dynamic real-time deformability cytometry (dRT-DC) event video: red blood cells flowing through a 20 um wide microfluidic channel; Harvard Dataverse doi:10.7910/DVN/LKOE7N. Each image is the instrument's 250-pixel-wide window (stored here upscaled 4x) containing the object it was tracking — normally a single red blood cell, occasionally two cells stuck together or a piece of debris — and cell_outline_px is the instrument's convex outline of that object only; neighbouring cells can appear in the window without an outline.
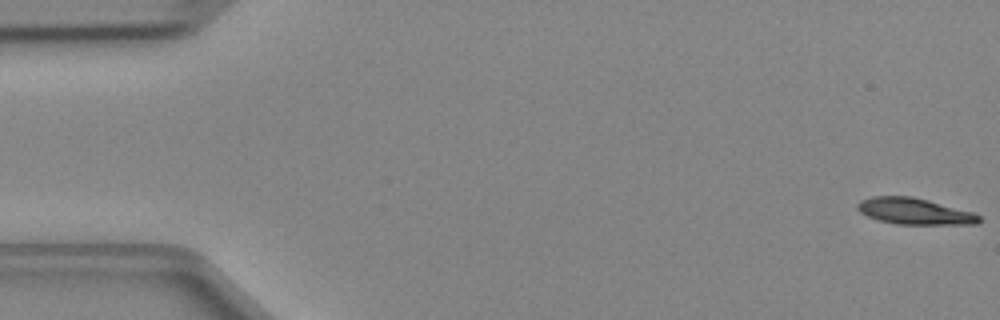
{"species": "Egyptian fruit bat (a non-hibernating species)", "species_latin": "Rousettus aegyptiacus", "temperature_condition": "cold", "stored_images_in_passage": 47, "camera_frame_rate_fps": 3000, "um_per_image_px": 0.085, "animal": {"sex": "female"}, "frame": {"image": 1, "passage_image": 1, "time_ms": 0.0, "image_size_px": [1000, 320], "cell_outline_px": [[980, 220], [976, 224], [896, 224], [880, 220], [868, 216], [860, 212], [856, 208], [856, 204], [860, 200], [872, 196], [912, 196], [928, 200], [972, 212], [980, 216]], "centroid_in_image_um": [77.69, 17.95], "position_along_channel_um": 7.3, "area_um2": 18.5}}
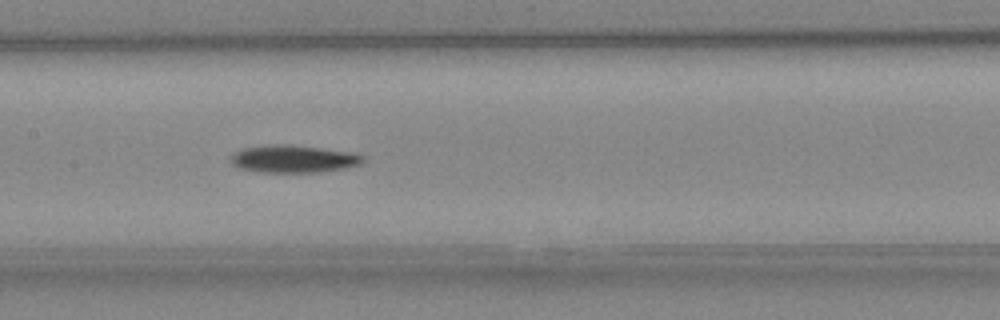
{"frame": {"image": 2, "passage_image": 23, "time_ms": 7.333, "image_size_px": [1000, 320], "cell_outline_px": [[364, 160], [360, 164], [344, 168], [320, 172], [260, 172], [240, 168], [232, 164], [228, 160], [236, 152], [244, 148], [276, 144], [284, 144], [356, 152], [364, 156]], "centroid_in_image_um": [24.97, 13.51], "position_along_channel_um": 182.4, "area_um2": 21.1}}
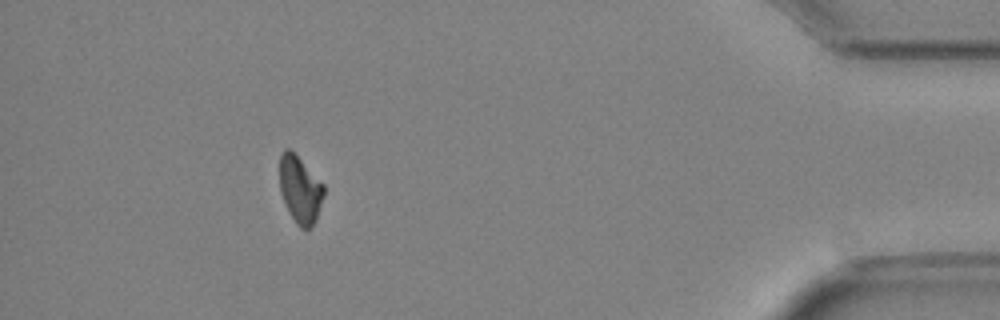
{"frame": {"image": 3, "passage_image": 43, "time_ms": 14.0, "image_size_px": [1000, 320], "cell_outline_px": [[324, 196], [316, 220], [308, 228], [300, 228], [296, 224], [280, 192], [280, 156], [284, 148], [288, 148], [324, 184]], "centroid_in_image_um": [25.51, 16.12], "position_along_channel_um": 409.7, "area_um2": 16.88}}